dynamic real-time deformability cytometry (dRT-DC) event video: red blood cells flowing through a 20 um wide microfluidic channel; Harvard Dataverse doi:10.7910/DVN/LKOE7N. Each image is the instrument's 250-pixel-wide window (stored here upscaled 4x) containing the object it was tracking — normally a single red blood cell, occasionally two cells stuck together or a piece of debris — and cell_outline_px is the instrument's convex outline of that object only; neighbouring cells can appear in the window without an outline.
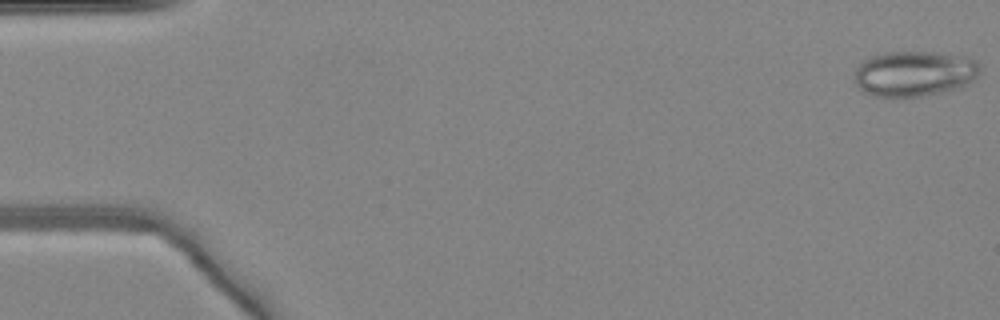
{"species": "common noctule bat (a hibernating species)", "species_latin": "Nyctalus noctula", "temperature_condition": "warm", "stored_images_in_passage": 49, "camera_frame_rate_fps": 3000, "um_per_image_px": 0.085, "animal": {"sex": "female", "body_mass_g": 24.6, "forearm_length_mm": 56.2}, "frame": {"image": 1, "passage_image": 1, "time_ms": 0.0, "image_size_px": [1000, 320], "cell_outline_px": [[980, 72], [968, 84], [960, 88], [924, 96], [868, 96], [860, 92], [856, 84], [856, 68], [864, 60], [872, 56], [884, 52], [932, 52], [964, 56], [972, 60], [980, 68]], "centroid_in_image_um": [77.68, 6.27], "position_along_channel_um": 7.3, "area_um2": 33.18}}
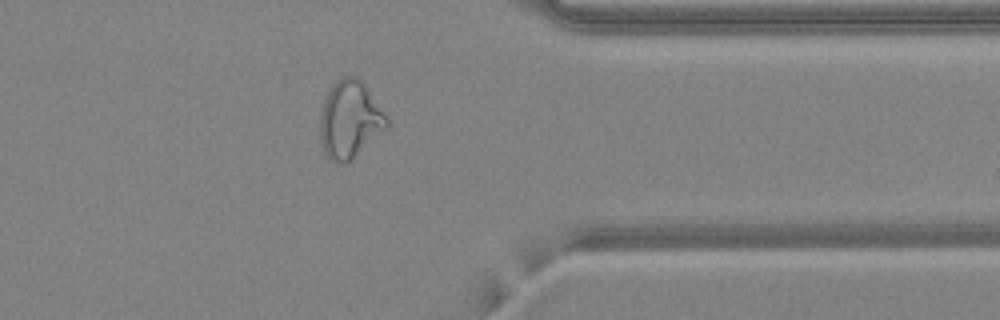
{"frame": {"image": 2, "passage_image": 39, "time_ms": 12.667, "image_size_px": [1000, 320], "cell_outline_px": [[388, 128], [348, 164], [340, 164], [328, 160], [324, 152], [320, 136], [320, 112], [324, 100], [332, 84], [340, 76], [356, 76], [368, 88], [388, 120]], "centroid_in_image_um": [29.72, 10.2], "position_along_channel_um": 381.7, "area_um2": 30.46}}
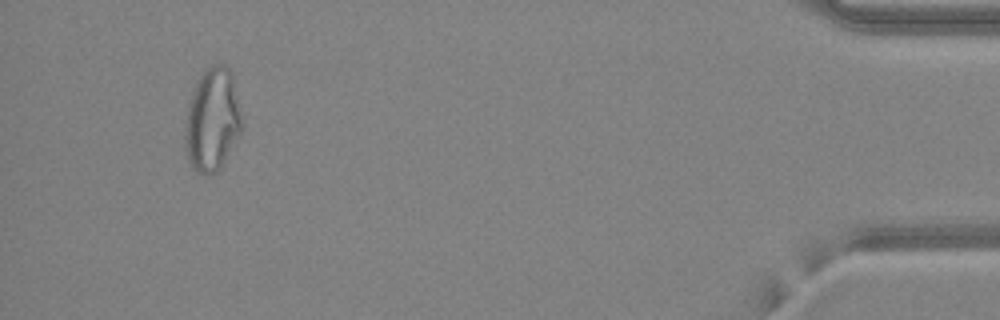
{"frame": {"image": 3, "passage_image": 46, "time_ms": 15.0, "image_size_px": [1000, 320], "cell_outline_px": [[244, 124], [240, 132], [220, 168], [216, 172], [208, 176], [204, 176], [196, 172], [192, 168], [188, 160], [184, 144], [184, 124], [192, 92], [200, 76], [212, 64], [228, 64], [232, 72]], "centroid_in_image_um": [18.05, 10.2], "position_along_channel_um": 417.2, "area_um2": 34.51}}